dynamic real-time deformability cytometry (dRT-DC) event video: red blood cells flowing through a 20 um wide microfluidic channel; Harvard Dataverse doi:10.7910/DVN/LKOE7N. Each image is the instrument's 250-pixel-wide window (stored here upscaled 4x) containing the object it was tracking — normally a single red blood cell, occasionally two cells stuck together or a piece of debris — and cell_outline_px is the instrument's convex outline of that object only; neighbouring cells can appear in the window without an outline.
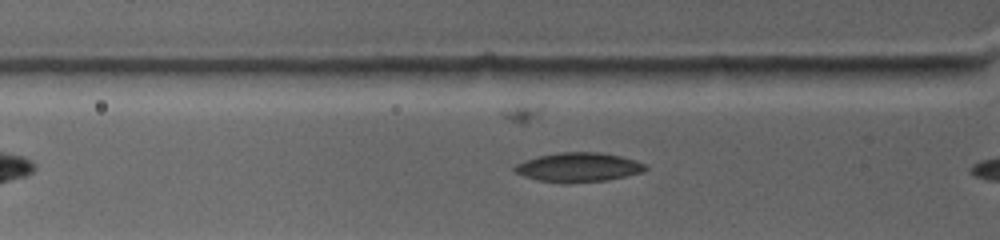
{"species": "common noctule bat (a hibernating species)", "species_latin": "Nyctalus noctula", "temperature_condition": "warm", "stored_images_in_passage": 5, "camera_frame_rate_fps": 4500, "um_per_image_px": 0.085, "animal": {"sex": "female", "body_mass_g": 19.0, "forearm_length_mm": 53.3}, "frame": {"image": 1, "passage_image": 5, "time_ms": 3.556, "image_size_px": [1000, 240], "cell_outline_px": [[648, 168], [644, 172], [608, 180], [536, 180], [524, 176], [516, 172], [512, 168], [516, 164], [524, 160], [536, 156], [556, 152], [600, 152], [620, 156], [648, 164]], "centroid_in_image_um": [49.2, 14.16], "position_along_channel_um": 76.6, "area_um2": 21.68}}